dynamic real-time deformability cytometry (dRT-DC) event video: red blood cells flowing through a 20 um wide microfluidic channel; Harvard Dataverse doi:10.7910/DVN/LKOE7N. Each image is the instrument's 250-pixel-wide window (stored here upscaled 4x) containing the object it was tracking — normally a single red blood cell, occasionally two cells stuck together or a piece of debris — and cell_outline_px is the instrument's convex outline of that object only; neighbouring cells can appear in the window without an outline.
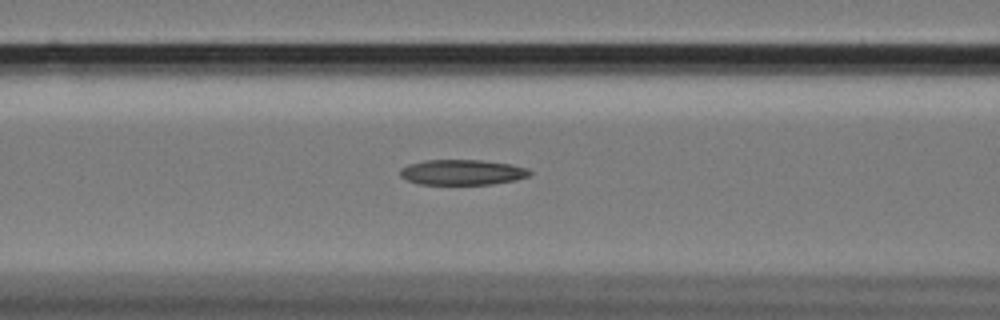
{"species": "Egyptian fruit bat (a non-hibernating species)", "species_latin": "Rousettus aegyptiacus", "temperature_condition": "cold", "stored_images_in_passage": 58, "camera_frame_rate_fps": 3000, "um_per_image_px": 0.085, "animal": {"sex": "female"}, "frame": {"image": 1, "passage_image": 24, "time_ms": 7.667, "image_size_px": [1000, 320], "cell_outline_px": [[532, 172], [528, 176], [516, 180], [492, 184], [420, 184], [408, 180], [400, 176], [400, 168], [408, 164], [424, 160], [480, 160], [512, 164], [528, 168]], "centroid_in_image_um": [39.3, 14.64], "position_along_channel_um": 127.3, "area_um2": 19.19}}
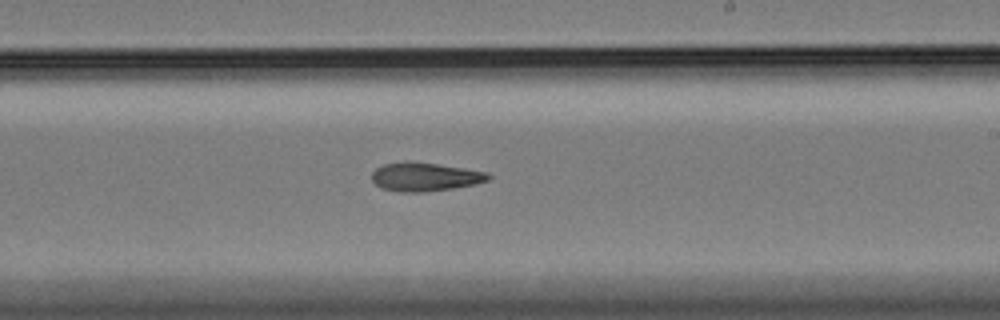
{"frame": {"image": 2, "passage_image": 35, "time_ms": 11.333, "image_size_px": [1000, 320], "cell_outline_px": [[492, 176], [488, 180], [476, 184], [452, 188], [420, 192], [400, 192], [380, 188], [372, 180], [372, 172], [376, 168], [384, 164], [404, 160], [408, 160], [464, 168], [488, 172]], "centroid_in_image_um": [36.1, 15.02], "position_along_channel_um": 252.9, "area_um2": 19.54}}
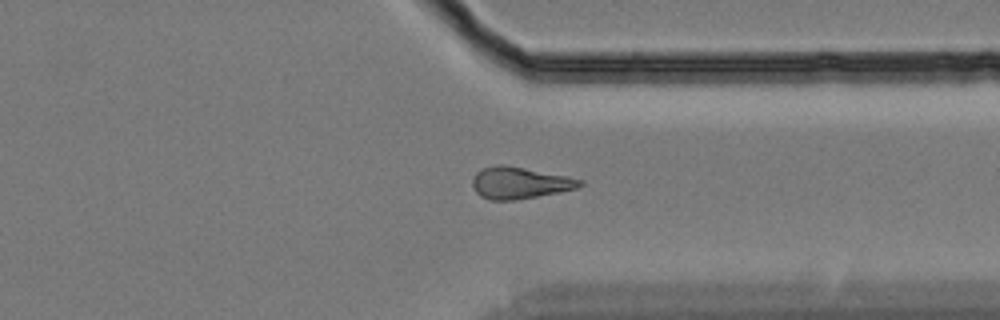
{"frame": {"image": 3, "passage_image": 45, "time_ms": 14.667, "image_size_px": [1000, 320], "cell_outline_px": [[584, 184], [576, 188], [516, 200], [488, 200], [480, 196], [472, 188], [472, 180], [476, 172], [484, 168], [496, 164], [504, 164], [584, 180]], "centroid_in_image_um": [44.11, 15.54], "position_along_channel_um": 367.3, "area_um2": 19.65}, "authors_computed_cell_mechanics": {"area_um2": 19.4786, "velocity_mm_per_s": 3.4284, "shape_relaxation_time_tau1_ms": null, "shape_relaxation_time_tau2_ms": 7.4138, "deformation_change_tau1": null, "deformation_change_tau2": 0.1664}}